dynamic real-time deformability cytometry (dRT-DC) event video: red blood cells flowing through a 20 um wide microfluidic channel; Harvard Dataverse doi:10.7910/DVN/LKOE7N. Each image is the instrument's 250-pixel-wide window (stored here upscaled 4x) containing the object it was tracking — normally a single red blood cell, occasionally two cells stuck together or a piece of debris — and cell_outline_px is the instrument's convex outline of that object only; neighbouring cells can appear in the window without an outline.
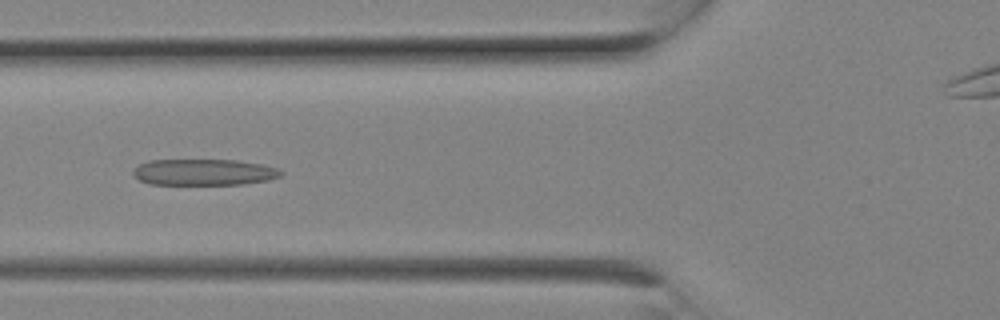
{"species": "Egyptian fruit bat (a non-hibernating species)", "species_latin": "Rousettus aegyptiacus", "temperature_condition": "room temperature", "stored_images_in_passage": 8, "camera_frame_rate_fps": 3000, "um_per_image_px": 0.085, "animal": {"sex": "female"}, "frame": {"image": 1, "passage_image": 7, "time_ms": 2.0, "image_size_px": [1000, 320], "cell_outline_px": [[284, 172], [280, 176], [268, 180], [244, 184], [148, 184], [140, 180], [132, 172], [132, 168], [140, 164], [152, 160], [236, 160], [264, 164], [276, 168]], "centroid_in_image_um": [17.34, 14.63], "position_along_channel_um": 108.5, "area_um2": 22.6}}
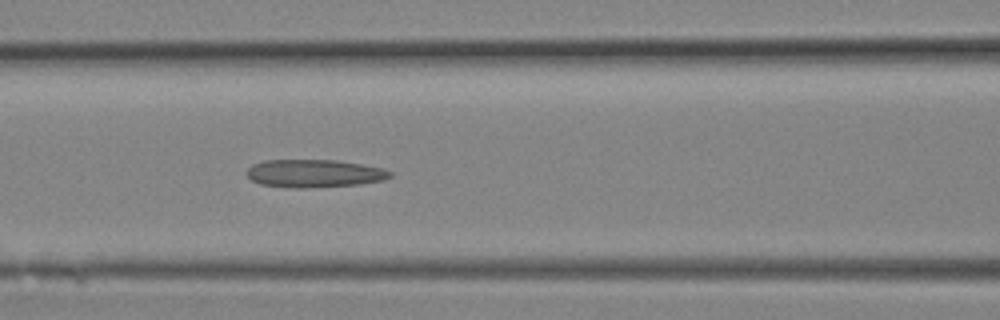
{"frame": {"image": 2, "passage_image": 8, "time_ms": 2.333, "image_size_px": [1000, 320], "cell_outline_px": [[392, 176], [384, 180], [356, 184], [300, 188], [292, 188], [260, 184], [252, 180], [244, 172], [252, 164], [264, 160], [336, 160], [384, 168], [392, 172]], "centroid_in_image_um": [26.68, 14.73], "position_along_channel_um": 139.9, "area_um2": 23.24}}